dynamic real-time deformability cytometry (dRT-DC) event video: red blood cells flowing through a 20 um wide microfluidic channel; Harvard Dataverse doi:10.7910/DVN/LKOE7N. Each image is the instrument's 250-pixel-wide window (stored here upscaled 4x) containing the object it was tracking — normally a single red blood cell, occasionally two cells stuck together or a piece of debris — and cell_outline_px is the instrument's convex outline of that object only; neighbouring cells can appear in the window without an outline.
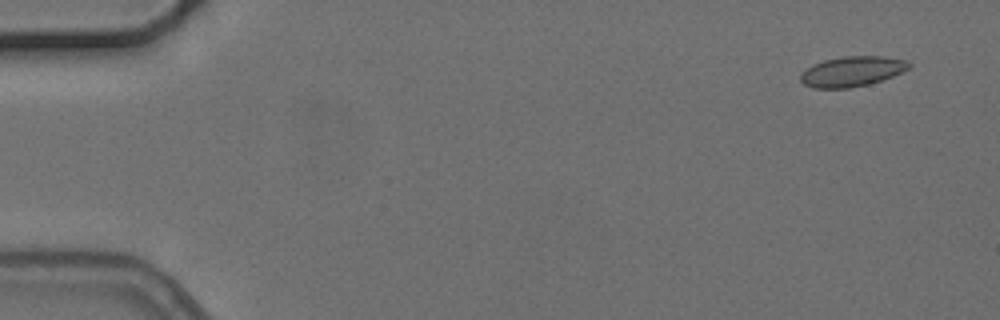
{"species": "common noctule bat (a hibernating species)", "species_latin": "Nyctalus noctula", "temperature_condition": "cold", "stored_images_in_passage": 4, "camera_frame_rate_fps": 3000, "um_per_image_px": 0.085, "animal": {"sex": "female", "body_mass_g": 24.6, "forearm_length_mm": 56.2}, "frame": {"image": 1, "passage_image": 1, "time_ms": 0.0, "image_size_px": [1000, 320], "cell_outline_px": [[912, 64], [908, 68], [892, 76], [868, 84], [848, 88], [812, 88], [804, 84], [800, 80], [800, 72], [812, 64], [824, 60], [844, 56], [884, 56], [908, 60]], "centroid_in_image_um": [72.39, 6.06], "position_along_channel_um": 12.6, "area_um2": 19.07}}
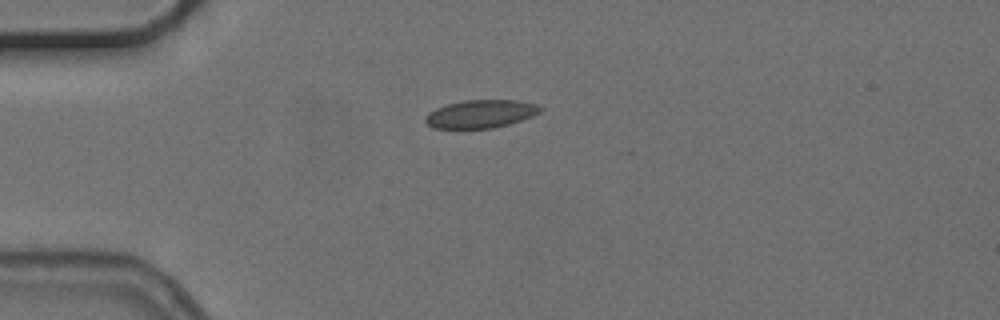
{"frame": {"image": 2, "passage_image": 4, "time_ms": 3.667, "image_size_px": [1000, 320], "cell_outline_px": [[544, 108], [540, 112], [532, 116], [508, 124], [492, 128], [436, 128], [428, 124], [424, 120], [424, 116], [436, 108], [448, 104], [464, 100], [516, 100], [536, 104]], "centroid_in_image_um": [40.87, 9.67], "position_along_channel_um": 44.1, "area_um2": 18.61}}